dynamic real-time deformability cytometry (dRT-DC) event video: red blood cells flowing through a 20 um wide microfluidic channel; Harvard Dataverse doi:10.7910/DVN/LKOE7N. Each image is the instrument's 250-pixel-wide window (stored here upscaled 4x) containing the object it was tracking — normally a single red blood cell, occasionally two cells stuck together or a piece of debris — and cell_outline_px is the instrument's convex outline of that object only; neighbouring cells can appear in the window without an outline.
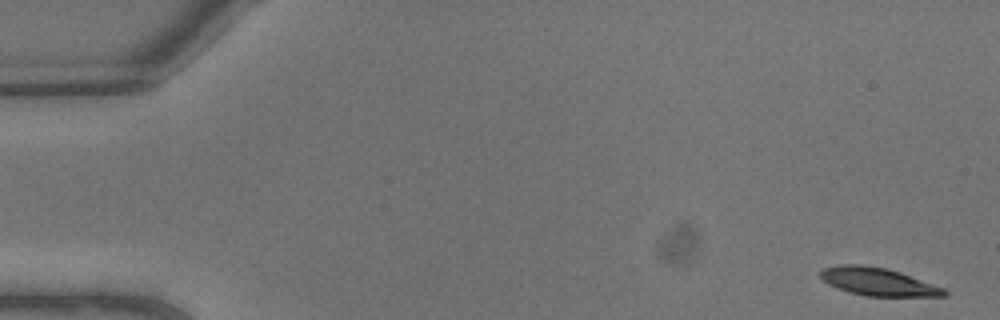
{"species": "common noctule bat (a hibernating species)", "species_latin": "Nyctalus noctula", "temperature_condition": "warm", "stored_images_in_passage": 8, "camera_frame_rate_fps": 3000, "um_per_image_px": 0.085, "animal": {"sex": "male", "body_mass_g": 13.3}, "frame": {"image": 1, "passage_image": 1, "time_ms": 0.0, "image_size_px": [1000, 320], "cell_outline_px": [[948, 296], [864, 296], [848, 292], [836, 288], [828, 284], [820, 276], [820, 272], [824, 268], [840, 264], [860, 264], [888, 268], [900, 272], [944, 288], [948, 292]], "centroid_in_image_um": [74.62, 23.94], "position_along_channel_um": 10.4, "area_um2": 20.17}}
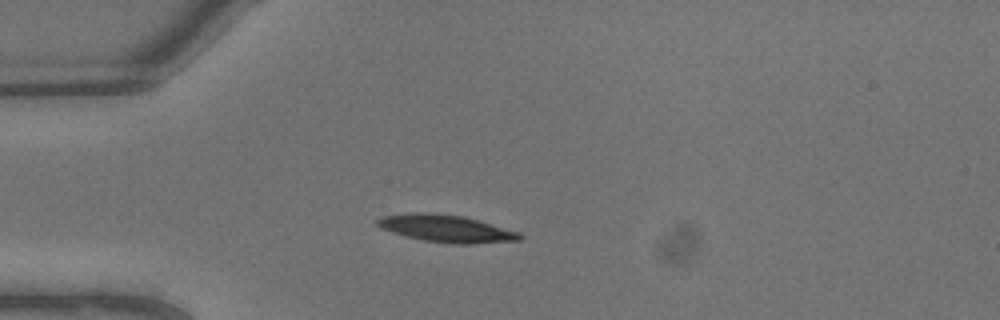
{"frame": {"image": 2, "passage_image": 6, "time_ms": 1.667, "image_size_px": [1000, 320], "cell_outline_px": [[524, 236], [520, 240], [468, 244], [452, 244], [424, 240], [392, 232], [380, 228], [376, 224], [376, 220], [384, 216], [408, 212], [428, 212], [464, 216], [520, 232]], "centroid_in_image_um": [37.94, 19.42], "position_along_channel_um": 47.1, "area_um2": 22.6}}
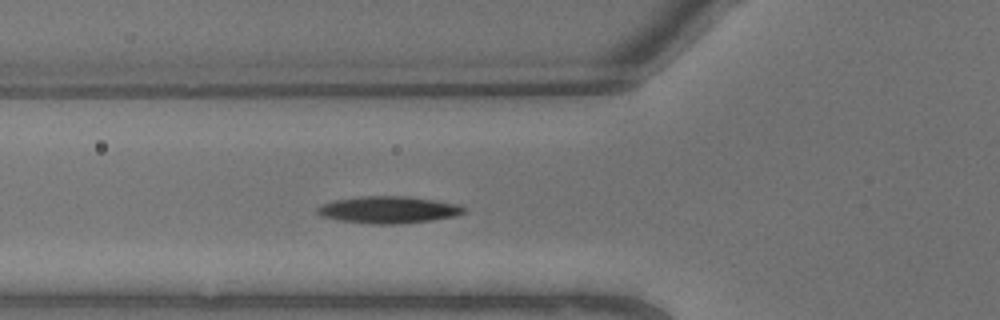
{"frame": {"image": 3, "passage_image": 8, "time_ms": 2.333, "image_size_px": [1000, 320], "cell_outline_px": [[468, 208], [464, 212], [452, 216], [428, 220], [396, 224], [372, 224], [340, 220], [324, 216], [316, 212], [316, 208], [324, 204], [336, 200], [360, 196], [408, 196], [436, 200], [460, 204]], "centroid_in_image_um": [33.05, 17.81], "position_along_channel_um": 92.7, "area_um2": 22.77}}